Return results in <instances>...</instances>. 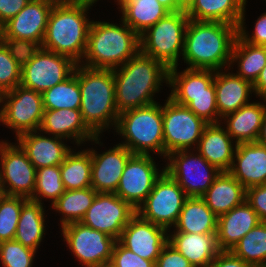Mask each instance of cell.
<instances>
[{
	"mask_svg": "<svg viewBox=\"0 0 266 267\" xmlns=\"http://www.w3.org/2000/svg\"><path fill=\"white\" fill-rule=\"evenodd\" d=\"M237 35L235 25L189 19L182 59L188 68L219 71L228 65L229 69Z\"/></svg>",
	"mask_w": 266,
	"mask_h": 267,
	"instance_id": "cell-1",
	"label": "cell"
},
{
	"mask_svg": "<svg viewBox=\"0 0 266 267\" xmlns=\"http://www.w3.org/2000/svg\"><path fill=\"white\" fill-rule=\"evenodd\" d=\"M168 70L161 61L140 51L113 69L118 112L157 103L153 96L160 91L163 81L168 84Z\"/></svg>",
	"mask_w": 266,
	"mask_h": 267,
	"instance_id": "cell-2",
	"label": "cell"
},
{
	"mask_svg": "<svg viewBox=\"0 0 266 267\" xmlns=\"http://www.w3.org/2000/svg\"><path fill=\"white\" fill-rule=\"evenodd\" d=\"M78 82L80 112L87 127L96 136L111 125L116 127L120 113L115 103L113 69H93L78 64Z\"/></svg>",
	"mask_w": 266,
	"mask_h": 267,
	"instance_id": "cell-3",
	"label": "cell"
},
{
	"mask_svg": "<svg viewBox=\"0 0 266 267\" xmlns=\"http://www.w3.org/2000/svg\"><path fill=\"white\" fill-rule=\"evenodd\" d=\"M140 51L139 35L122 25L92 21L88 32L85 61L79 64L93 69H115ZM86 62V63H85Z\"/></svg>",
	"mask_w": 266,
	"mask_h": 267,
	"instance_id": "cell-4",
	"label": "cell"
},
{
	"mask_svg": "<svg viewBox=\"0 0 266 267\" xmlns=\"http://www.w3.org/2000/svg\"><path fill=\"white\" fill-rule=\"evenodd\" d=\"M93 4L53 5L42 48L68 56L79 64L86 51L92 22L86 18V13Z\"/></svg>",
	"mask_w": 266,
	"mask_h": 267,
	"instance_id": "cell-5",
	"label": "cell"
},
{
	"mask_svg": "<svg viewBox=\"0 0 266 267\" xmlns=\"http://www.w3.org/2000/svg\"><path fill=\"white\" fill-rule=\"evenodd\" d=\"M177 66L168 70V84L172 89L169 98L187 106L208 124L220 123L215 93V71L186 68L177 72ZM219 120V121H218Z\"/></svg>",
	"mask_w": 266,
	"mask_h": 267,
	"instance_id": "cell-6",
	"label": "cell"
},
{
	"mask_svg": "<svg viewBox=\"0 0 266 267\" xmlns=\"http://www.w3.org/2000/svg\"><path fill=\"white\" fill-rule=\"evenodd\" d=\"M125 138L124 145L132 154L149 155V151L164 156L162 106L154 103L119 114L115 128Z\"/></svg>",
	"mask_w": 266,
	"mask_h": 267,
	"instance_id": "cell-7",
	"label": "cell"
},
{
	"mask_svg": "<svg viewBox=\"0 0 266 267\" xmlns=\"http://www.w3.org/2000/svg\"><path fill=\"white\" fill-rule=\"evenodd\" d=\"M188 21L186 11L168 13L139 35L140 52L161 61L168 69L178 66Z\"/></svg>",
	"mask_w": 266,
	"mask_h": 267,
	"instance_id": "cell-8",
	"label": "cell"
},
{
	"mask_svg": "<svg viewBox=\"0 0 266 267\" xmlns=\"http://www.w3.org/2000/svg\"><path fill=\"white\" fill-rule=\"evenodd\" d=\"M0 103H4L0 122L14 129L16 138L26 132L39 131L44 114L42 93L18 85L2 93Z\"/></svg>",
	"mask_w": 266,
	"mask_h": 267,
	"instance_id": "cell-9",
	"label": "cell"
},
{
	"mask_svg": "<svg viewBox=\"0 0 266 267\" xmlns=\"http://www.w3.org/2000/svg\"><path fill=\"white\" fill-rule=\"evenodd\" d=\"M187 198L185 191L164 171L136 213L141 218L169 230L176 224Z\"/></svg>",
	"mask_w": 266,
	"mask_h": 267,
	"instance_id": "cell-10",
	"label": "cell"
},
{
	"mask_svg": "<svg viewBox=\"0 0 266 267\" xmlns=\"http://www.w3.org/2000/svg\"><path fill=\"white\" fill-rule=\"evenodd\" d=\"M164 157L178 150H189L198 146L205 127L208 125L187 106L175 103L168 97L162 107Z\"/></svg>",
	"mask_w": 266,
	"mask_h": 267,
	"instance_id": "cell-11",
	"label": "cell"
},
{
	"mask_svg": "<svg viewBox=\"0 0 266 267\" xmlns=\"http://www.w3.org/2000/svg\"><path fill=\"white\" fill-rule=\"evenodd\" d=\"M178 150L167 155L165 171L185 191L188 197H201L220 174L202 155ZM199 154V155H198Z\"/></svg>",
	"mask_w": 266,
	"mask_h": 267,
	"instance_id": "cell-12",
	"label": "cell"
},
{
	"mask_svg": "<svg viewBox=\"0 0 266 267\" xmlns=\"http://www.w3.org/2000/svg\"><path fill=\"white\" fill-rule=\"evenodd\" d=\"M1 194L30 199L36 182V168L20 145L0 142ZM7 185V186H6Z\"/></svg>",
	"mask_w": 266,
	"mask_h": 267,
	"instance_id": "cell-13",
	"label": "cell"
},
{
	"mask_svg": "<svg viewBox=\"0 0 266 267\" xmlns=\"http://www.w3.org/2000/svg\"><path fill=\"white\" fill-rule=\"evenodd\" d=\"M78 63L72 58L41 48V50L21 68L20 85L43 93L69 78Z\"/></svg>",
	"mask_w": 266,
	"mask_h": 267,
	"instance_id": "cell-14",
	"label": "cell"
},
{
	"mask_svg": "<svg viewBox=\"0 0 266 267\" xmlns=\"http://www.w3.org/2000/svg\"><path fill=\"white\" fill-rule=\"evenodd\" d=\"M64 241L85 267H99L111 261L116 239L81 222L62 227Z\"/></svg>",
	"mask_w": 266,
	"mask_h": 267,
	"instance_id": "cell-15",
	"label": "cell"
},
{
	"mask_svg": "<svg viewBox=\"0 0 266 267\" xmlns=\"http://www.w3.org/2000/svg\"><path fill=\"white\" fill-rule=\"evenodd\" d=\"M135 214L136 210L115 193H97L80 222L118 241Z\"/></svg>",
	"mask_w": 266,
	"mask_h": 267,
	"instance_id": "cell-16",
	"label": "cell"
},
{
	"mask_svg": "<svg viewBox=\"0 0 266 267\" xmlns=\"http://www.w3.org/2000/svg\"><path fill=\"white\" fill-rule=\"evenodd\" d=\"M159 173L151 155L133 154L127 161L118 188L115 192L135 210L144 202L153 189Z\"/></svg>",
	"mask_w": 266,
	"mask_h": 267,
	"instance_id": "cell-17",
	"label": "cell"
},
{
	"mask_svg": "<svg viewBox=\"0 0 266 267\" xmlns=\"http://www.w3.org/2000/svg\"><path fill=\"white\" fill-rule=\"evenodd\" d=\"M167 231L136 213L124 227L118 241L141 258L156 263L162 248L168 242Z\"/></svg>",
	"mask_w": 266,
	"mask_h": 267,
	"instance_id": "cell-18",
	"label": "cell"
},
{
	"mask_svg": "<svg viewBox=\"0 0 266 267\" xmlns=\"http://www.w3.org/2000/svg\"><path fill=\"white\" fill-rule=\"evenodd\" d=\"M89 151L92 159L91 187L97 193H115L124 167L133 154L122 144L101 154L94 149Z\"/></svg>",
	"mask_w": 266,
	"mask_h": 267,
	"instance_id": "cell-19",
	"label": "cell"
},
{
	"mask_svg": "<svg viewBox=\"0 0 266 267\" xmlns=\"http://www.w3.org/2000/svg\"><path fill=\"white\" fill-rule=\"evenodd\" d=\"M52 7L48 2L31 0L16 16L2 25V37L31 40L42 45Z\"/></svg>",
	"mask_w": 266,
	"mask_h": 267,
	"instance_id": "cell-20",
	"label": "cell"
},
{
	"mask_svg": "<svg viewBox=\"0 0 266 267\" xmlns=\"http://www.w3.org/2000/svg\"><path fill=\"white\" fill-rule=\"evenodd\" d=\"M235 148L233 163L228 172L246 189L266 184V146L249 142L236 144Z\"/></svg>",
	"mask_w": 266,
	"mask_h": 267,
	"instance_id": "cell-21",
	"label": "cell"
},
{
	"mask_svg": "<svg viewBox=\"0 0 266 267\" xmlns=\"http://www.w3.org/2000/svg\"><path fill=\"white\" fill-rule=\"evenodd\" d=\"M39 131L64 140L74 139L77 146L87 140L99 144L100 140L84 123L80 109L44 110Z\"/></svg>",
	"mask_w": 266,
	"mask_h": 267,
	"instance_id": "cell-22",
	"label": "cell"
},
{
	"mask_svg": "<svg viewBox=\"0 0 266 267\" xmlns=\"http://www.w3.org/2000/svg\"><path fill=\"white\" fill-rule=\"evenodd\" d=\"M260 222L258 214L246 200L228 213L217 217L216 236L220 250L231 251L238 241Z\"/></svg>",
	"mask_w": 266,
	"mask_h": 267,
	"instance_id": "cell-23",
	"label": "cell"
},
{
	"mask_svg": "<svg viewBox=\"0 0 266 267\" xmlns=\"http://www.w3.org/2000/svg\"><path fill=\"white\" fill-rule=\"evenodd\" d=\"M39 131L26 132L17 137V144L25 151L28 159L37 169L60 165L72 150L60 137H46ZM38 133V134H36Z\"/></svg>",
	"mask_w": 266,
	"mask_h": 267,
	"instance_id": "cell-24",
	"label": "cell"
},
{
	"mask_svg": "<svg viewBox=\"0 0 266 267\" xmlns=\"http://www.w3.org/2000/svg\"><path fill=\"white\" fill-rule=\"evenodd\" d=\"M168 242L180 252L193 267H209L221 252L216 234L173 232Z\"/></svg>",
	"mask_w": 266,
	"mask_h": 267,
	"instance_id": "cell-25",
	"label": "cell"
},
{
	"mask_svg": "<svg viewBox=\"0 0 266 267\" xmlns=\"http://www.w3.org/2000/svg\"><path fill=\"white\" fill-rule=\"evenodd\" d=\"M233 140L220 123L208 124L196 149L211 165L221 172H228L232 166L235 149Z\"/></svg>",
	"mask_w": 266,
	"mask_h": 267,
	"instance_id": "cell-26",
	"label": "cell"
},
{
	"mask_svg": "<svg viewBox=\"0 0 266 267\" xmlns=\"http://www.w3.org/2000/svg\"><path fill=\"white\" fill-rule=\"evenodd\" d=\"M215 71L214 85L220 119L249 103L253 85L236 73Z\"/></svg>",
	"mask_w": 266,
	"mask_h": 267,
	"instance_id": "cell-27",
	"label": "cell"
},
{
	"mask_svg": "<svg viewBox=\"0 0 266 267\" xmlns=\"http://www.w3.org/2000/svg\"><path fill=\"white\" fill-rule=\"evenodd\" d=\"M201 198L219 217L246 200V188L229 172H220Z\"/></svg>",
	"mask_w": 266,
	"mask_h": 267,
	"instance_id": "cell-28",
	"label": "cell"
},
{
	"mask_svg": "<svg viewBox=\"0 0 266 267\" xmlns=\"http://www.w3.org/2000/svg\"><path fill=\"white\" fill-rule=\"evenodd\" d=\"M247 0H196L186 11L195 21L223 22L231 25H245Z\"/></svg>",
	"mask_w": 266,
	"mask_h": 267,
	"instance_id": "cell-29",
	"label": "cell"
},
{
	"mask_svg": "<svg viewBox=\"0 0 266 267\" xmlns=\"http://www.w3.org/2000/svg\"><path fill=\"white\" fill-rule=\"evenodd\" d=\"M265 107L260 102L248 103L223 118L226 120L228 134L232 140H236L235 145L256 142Z\"/></svg>",
	"mask_w": 266,
	"mask_h": 267,
	"instance_id": "cell-30",
	"label": "cell"
},
{
	"mask_svg": "<svg viewBox=\"0 0 266 267\" xmlns=\"http://www.w3.org/2000/svg\"><path fill=\"white\" fill-rule=\"evenodd\" d=\"M173 227L175 232L216 234L217 216L201 197H188Z\"/></svg>",
	"mask_w": 266,
	"mask_h": 267,
	"instance_id": "cell-31",
	"label": "cell"
},
{
	"mask_svg": "<svg viewBox=\"0 0 266 267\" xmlns=\"http://www.w3.org/2000/svg\"><path fill=\"white\" fill-rule=\"evenodd\" d=\"M121 21L138 35L170 13L157 0H120Z\"/></svg>",
	"mask_w": 266,
	"mask_h": 267,
	"instance_id": "cell-32",
	"label": "cell"
},
{
	"mask_svg": "<svg viewBox=\"0 0 266 267\" xmlns=\"http://www.w3.org/2000/svg\"><path fill=\"white\" fill-rule=\"evenodd\" d=\"M44 215L43 204L28 199L20 211L14 240L36 251L45 232Z\"/></svg>",
	"mask_w": 266,
	"mask_h": 267,
	"instance_id": "cell-33",
	"label": "cell"
},
{
	"mask_svg": "<svg viewBox=\"0 0 266 267\" xmlns=\"http://www.w3.org/2000/svg\"><path fill=\"white\" fill-rule=\"evenodd\" d=\"M234 62H238L236 74L253 85L266 65V46L247 43L237 35L231 56V64Z\"/></svg>",
	"mask_w": 266,
	"mask_h": 267,
	"instance_id": "cell-34",
	"label": "cell"
},
{
	"mask_svg": "<svg viewBox=\"0 0 266 267\" xmlns=\"http://www.w3.org/2000/svg\"><path fill=\"white\" fill-rule=\"evenodd\" d=\"M92 159L90 151H70L60 164V173L65 190L91 187Z\"/></svg>",
	"mask_w": 266,
	"mask_h": 267,
	"instance_id": "cell-35",
	"label": "cell"
},
{
	"mask_svg": "<svg viewBox=\"0 0 266 267\" xmlns=\"http://www.w3.org/2000/svg\"><path fill=\"white\" fill-rule=\"evenodd\" d=\"M97 192L88 187L85 189L65 190L53 203L52 208L62 213L61 226L80 222L92 205Z\"/></svg>",
	"mask_w": 266,
	"mask_h": 267,
	"instance_id": "cell-36",
	"label": "cell"
},
{
	"mask_svg": "<svg viewBox=\"0 0 266 267\" xmlns=\"http://www.w3.org/2000/svg\"><path fill=\"white\" fill-rule=\"evenodd\" d=\"M44 110L80 109L81 92L78 82V64L74 73L61 83L42 93Z\"/></svg>",
	"mask_w": 266,
	"mask_h": 267,
	"instance_id": "cell-37",
	"label": "cell"
},
{
	"mask_svg": "<svg viewBox=\"0 0 266 267\" xmlns=\"http://www.w3.org/2000/svg\"><path fill=\"white\" fill-rule=\"evenodd\" d=\"M231 252L253 267H266V222L249 231Z\"/></svg>",
	"mask_w": 266,
	"mask_h": 267,
	"instance_id": "cell-38",
	"label": "cell"
},
{
	"mask_svg": "<svg viewBox=\"0 0 266 267\" xmlns=\"http://www.w3.org/2000/svg\"><path fill=\"white\" fill-rule=\"evenodd\" d=\"M64 191L60 165L43 167L36 170V182L31 200L43 204L41 203V197H43L52 200L53 204Z\"/></svg>",
	"mask_w": 266,
	"mask_h": 267,
	"instance_id": "cell-39",
	"label": "cell"
},
{
	"mask_svg": "<svg viewBox=\"0 0 266 267\" xmlns=\"http://www.w3.org/2000/svg\"><path fill=\"white\" fill-rule=\"evenodd\" d=\"M28 199L0 194V242L14 240L20 211Z\"/></svg>",
	"mask_w": 266,
	"mask_h": 267,
	"instance_id": "cell-40",
	"label": "cell"
},
{
	"mask_svg": "<svg viewBox=\"0 0 266 267\" xmlns=\"http://www.w3.org/2000/svg\"><path fill=\"white\" fill-rule=\"evenodd\" d=\"M35 253V250L15 240L0 242V262L3 267H32Z\"/></svg>",
	"mask_w": 266,
	"mask_h": 267,
	"instance_id": "cell-41",
	"label": "cell"
},
{
	"mask_svg": "<svg viewBox=\"0 0 266 267\" xmlns=\"http://www.w3.org/2000/svg\"><path fill=\"white\" fill-rule=\"evenodd\" d=\"M21 83V67L11 57L8 49L0 42V95L13 90Z\"/></svg>",
	"mask_w": 266,
	"mask_h": 267,
	"instance_id": "cell-42",
	"label": "cell"
},
{
	"mask_svg": "<svg viewBox=\"0 0 266 267\" xmlns=\"http://www.w3.org/2000/svg\"><path fill=\"white\" fill-rule=\"evenodd\" d=\"M1 42L5 45L11 57L21 68L42 48V45L39 42L12 37H2Z\"/></svg>",
	"mask_w": 266,
	"mask_h": 267,
	"instance_id": "cell-43",
	"label": "cell"
},
{
	"mask_svg": "<svg viewBox=\"0 0 266 267\" xmlns=\"http://www.w3.org/2000/svg\"><path fill=\"white\" fill-rule=\"evenodd\" d=\"M111 261L117 267H155L154 261L141 258L124 247L119 241H116L113 247Z\"/></svg>",
	"mask_w": 266,
	"mask_h": 267,
	"instance_id": "cell-44",
	"label": "cell"
},
{
	"mask_svg": "<svg viewBox=\"0 0 266 267\" xmlns=\"http://www.w3.org/2000/svg\"><path fill=\"white\" fill-rule=\"evenodd\" d=\"M155 267H193L175 247L167 242L157 258Z\"/></svg>",
	"mask_w": 266,
	"mask_h": 267,
	"instance_id": "cell-45",
	"label": "cell"
},
{
	"mask_svg": "<svg viewBox=\"0 0 266 267\" xmlns=\"http://www.w3.org/2000/svg\"><path fill=\"white\" fill-rule=\"evenodd\" d=\"M246 201L258 214L261 222H266V184L247 188Z\"/></svg>",
	"mask_w": 266,
	"mask_h": 267,
	"instance_id": "cell-46",
	"label": "cell"
},
{
	"mask_svg": "<svg viewBox=\"0 0 266 267\" xmlns=\"http://www.w3.org/2000/svg\"><path fill=\"white\" fill-rule=\"evenodd\" d=\"M254 27V33H252V37H250L245 27L243 25H238V36L247 43L266 46V13L261 14Z\"/></svg>",
	"mask_w": 266,
	"mask_h": 267,
	"instance_id": "cell-47",
	"label": "cell"
},
{
	"mask_svg": "<svg viewBox=\"0 0 266 267\" xmlns=\"http://www.w3.org/2000/svg\"><path fill=\"white\" fill-rule=\"evenodd\" d=\"M31 0H0V23L16 16Z\"/></svg>",
	"mask_w": 266,
	"mask_h": 267,
	"instance_id": "cell-48",
	"label": "cell"
},
{
	"mask_svg": "<svg viewBox=\"0 0 266 267\" xmlns=\"http://www.w3.org/2000/svg\"><path fill=\"white\" fill-rule=\"evenodd\" d=\"M209 267H253L235 256L231 251H221Z\"/></svg>",
	"mask_w": 266,
	"mask_h": 267,
	"instance_id": "cell-49",
	"label": "cell"
},
{
	"mask_svg": "<svg viewBox=\"0 0 266 267\" xmlns=\"http://www.w3.org/2000/svg\"><path fill=\"white\" fill-rule=\"evenodd\" d=\"M253 91L256 96L258 95L260 98H262L261 100L266 101V65L253 84Z\"/></svg>",
	"mask_w": 266,
	"mask_h": 267,
	"instance_id": "cell-50",
	"label": "cell"
},
{
	"mask_svg": "<svg viewBox=\"0 0 266 267\" xmlns=\"http://www.w3.org/2000/svg\"><path fill=\"white\" fill-rule=\"evenodd\" d=\"M256 142L262 146H266V107L262 117V124Z\"/></svg>",
	"mask_w": 266,
	"mask_h": 267,
	"instance_id": "cell-51",
	"label": "cell"
},
{
	"mask_svg": "<svg viewBox=\"0 0 266 267\" xmlns=\"http://www.w3.org/2000/svg\"><path fill=\"white\" fill-rule=\"evenodd\" d=\"M169 12H178L182 9L177 5L176 0H157Z\"/></svg>",
	"mask_w": 266,
	"mask_h": 267,
	"instance_id": "cell-52",
	"label": "cell"
},
{
	"mask_svg": "<svg viewBox=\"0 0 266 267\" xmlns=\"http://www.w3.org/2000/svg\"><path fill=\"white\" fill-rule=\"evenodd\" d=\"M48 2L52 5H75L83 2H88V0H42Z\"/></svg>",
	"mask_w": 266,
	"mask_h": 267,
	"instance_id": "cell-53",
	"label": "cell"
},
{
	"mask_svg": "<svg viewBox=\"0 0 266 267\" xmlns=\"http://www.w3.org/2000/svg\"><path fill=\"white\" fill-rule=\"evenodd\" d=\"M177 5L183 10L187 11L196 0H176Z\"/></svg>",
	"mask_w": 266,
	"mask_h": 267,
	"instance_id": "cell-54",
	"label": "cell"
},
{
	"mask_svg": "<svg viewBox=\"0 0 266 267\" xmlns=\"http://www.w3.org/2000/svg\"><path fill=\"white\" fill-rule=\"evenodd\" d=\"M99 267H117L112 261H108L100 265Z\"/></svg>",
	"mask_w": 266,
	"mask_h": 267,
	"instance_id": "cell-55",
	"label": "cell"
},
{
	"mask_svg": "<svg viewBox=\"0 0 266 267\" xmlns=\"http://www.w3.org/2000/svg\"><path fill=\"white\" fill-rule=\"evenodd\" d=\"M2 36H3V27L2 24L0 23V42L2 40Z\"/></svg>",
	"mask_w": 266,
	"mask_h": 267,
	"instance_id": "cell-56",
	"label": "cell"
},
{
	"mask_svg": "<svg viewBox=\"0 0 266 267\" xmlns=\"http://www.w3.org/2000/svg\"><path fill=\"white\" fill-rule=\"evenodd\" d=\"M96 1L98 0H88V2H91V3H95ZM120 0H117V2H119Z\"/></svg>",
	"mask_w": 266,
	"mask_h": 267,
	"instance_id": "cell-57",
	"label": "cell"
}]
</instances>
